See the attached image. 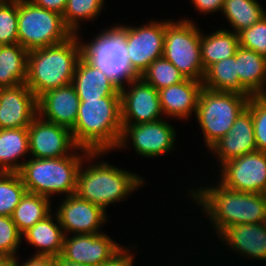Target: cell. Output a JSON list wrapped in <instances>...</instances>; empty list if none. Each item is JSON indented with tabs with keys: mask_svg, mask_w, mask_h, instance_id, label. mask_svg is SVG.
Masks as SVG:
<instances>
[{
	"mask_svg": "<svg viewBox=\"0 0 266 266\" xmlns=\"http://www.w3.org/2000/svg\"><path fill=\"white\" fill-rule=\"evenodd\" d=\"M203 88L202 81L186 78L179 84L159 90L162 112L168 117L188 119L191 112L197 111L199 94Z\"/></svg>",
	"mask_w": 266,
	"mask_h": 266,
	"instance_id": "obj_21",
	"label": "cell"
},
{
	"mask_svg": "<svg viewBox=\"0 0 266 266\" xmlns=\"http://www.w3.org/2000/svg\"><path fill=\"white\" fill-rule=\"evenodd\" d=\"M148 84L157 91L181 83L186 77L164 57L155 59L148 68L140 75Z\"/></svg>",
	"mask_w": 266,
	"mask_h": 266,
	"instance_id": "obj_32",
	"label": "cell"
},
{
	"mask_svg": "<svg viewBox=\"0 0 266 266\" xmlns=\"http://www.w3.org/2000/svg\"><path fill=\"white\" fill-rule=\"evenodd\" d=\"M72 84L80 100L120 97V86L84 56L77 63Z\"/></svg>",
	"mask_w": 266,
	"mask_h": 266,
	"instance_id": "obj_20",
	"label": "cell"
},
{
	"mask_svg": "<svg viewBox=\"0 0 266 266\" xmlns=\"http://www.w3.org/2000/svg\"><path fill=\"white\" fill-rule=\"evenodd\" d=\"M239 46L251 49L266 58V15L238 33Z\"/></svg>",
	"mask_w": 266,
	"mask_h": 266,
	"instance_id": "obj_36",
	"label": "cell"
},
{
	"mask_svg": "<svg viewBox=\"0 0 266 266\" xmlns=\"http://www.w3.org/2000/svg\"><path fill=\"white\" fill-rule=\"evenodd\" d=\"M190 192L208 214L218 235L236 224L264 223L266 194L235 191L221 183Z\"/></svg>",
	"mask_w": 266,
	"mask_h": 266,
	"instance_id": "obj_1",
	"label": "cell"
},
{
	"mask_svg": "<svg viewBox=\"0 0 266 266\" xmlns=\"http://www.w3.org/2000/svg\"><path fill=\"white\" fill-rule=\"evenodd\" d=\"M79 104L80 99L71 83L41 95L37 99L38 116L72 130L77 120Z\"/></svg>",
	"mask_w": 266,
	"mask_h": 266,
	"instance_id": "obj_18",
	"label": "cell"
},
{
	"mask_svg": "<svg viewBox=\"0 0 266 266\" xmlns=\"http://www.w3.org/2000/svg\"><path fill=\"white\" fill-rule=\"evenodd\" d=\"M92 40L82 44L83 56L87 60L120 87L125 85L124 82L127 84L136 77L129 68L124 34L116 26L105 29Z\"/></svg>",
	"mask_w": 266,
	"mask_h": 266,
	"instance_id": "obj_9",
	"label": "cell"
},
{
	"mask_svg": "<svg viewBox=\"0 0 266 266\" xmlns=\"http://www.w3.org/2000/svg\"><path fill=\"white\" fill-rule=\"evenodd\" d=\"M35 5L63 15L67 0H30Z\"/></svg>",
	"mask_w": 266,
	"mask_h": 266,
	"instance_id": "obj_40",
	"label": "cell"
},
{
	"mask_svg": "<svg viewBox=\"0 0 266 266\" xmlns=\"http://www.w3.org/2000/svg\"><path fill=\"white\" fill-rule=\"evenodd\" d=\"M123 34L129 68L136 77L158 58L163 57L166 20L150 21L140 27L116 26Z\"/></svg>",
	"mask_w": 266,
	"mask_h": 266,
	"instance_id": "obj_10",
	"label": "cell"
},
{
	"mask_svg": "<svg viewBox=\"0 0 266 266\" xmlns=\"http://www.w3.org/2000/svg\"><path fill=\"white\" fill-rule=\"evenodd\" d=\"M78 170L76 194L101 207L121 201L139 188L144 179L129 171L114 167L107 162H99ZM83 169V170H82Z\"/></svg>",
	"mask_w": 266,
	"mask_h": 266,
	"instance_id": "obj_5",
	"label": "cell"
},
{
	"mask_svg": "<svg viewBox=\"0 0 266 266\" xmlns=\"http://www.w3.org/2000/svg\"><path fill=\"white\" fill-rule=\"evenodd\" d=\"M240 84L252 95L266 92V58L257 52L239 46L235 52Z\"/></svg>",
	"mask_w": 266,
	"mask_h": 266,
	"instance_id": "obj_23",
	"label": "cell"
},
{
	"mask_svg": "<svg viewBox=\"0 0 266 266\" xmlns=\"http://www.w3.org/2000/svg\"><path fill=\"white\" fill-rule=\"evenodd\" d=\"M247 109L251 112L257 150L266 152V98L251 96Z\"/></svg>",
	"mask_w": 266,
	"mask_h": 266,
	"instance_id": "obj_35",
	"label": "cell"
},
{
	"mask_svg": "<svg viewBox=\"0 0 266 266\" xmlns=\"http://www.w3.org/2000/svg\"><path fill=\"white\" fill-rule=\"evenodd\" d=\"M128 84L131 86L129 91L124 85L120 87L122 124H143L161 120L159 117L163 112L159 92L141 77H135Z\"/></svg>",
	"mask_w": 266,
	"mask_h": 266,
	"instance_id": "obj_12",
	"label": "cell"
},
{
	"mask_svg": "<svg viewBox=\"0 0 266 266\" xmlns=\"http://www.w3.org/2000/svg\"><path fill=\"white\" fill-rule=\"evenodd\" d=\"M249 98L237 92L201 89L196 118L207 148L229 132L238 116L247 108Z\"/></svg>",
	"mask_w": 266,
	"mask_h": 266,
	"instance_id": "obj_6",
	"label": "cell"
},
{
	"mask_svg": "<svg viewBox=\"0 0 266 266\" xmlns=\"http://www.w3.org/2000/svg\"><path fill=\"white\" fill-rule=\"evenodd\" d=\"M72 36L62 15L30 0H18V43L28 52L63 43Z\"/></svg>",
	"mask_w": 266,
	"mask_h": 266,
	"instance_id": "obj_7",
	"label": "cell"
},
{
	"mask_svg": "<svg viewBox=\"0 0 266 266\" xmlns=\"http://www.w3.org/2000/svg\"><path fill=\"white\" fill-rule=\"evenodd\" d=\"M129 251L130 250H127L126 248L123 249L122 247L109 261L101 266H133L134 257Z\"/></svg>",
	"mask_w": 266,
	"mask_h": 266,
	"instance_id": "obj_38",
	"label": "cell"
},
{
	"mask_svg": "<svg viewBox=\"0 0 266 266\" xmlns=\"http://www.w3.org/2000/svg\"><path fill=\"white\" fill-rule=\"evenodd\" d=\"M28 51L19 43L0 45V88L26 82Z\"/></svg>",
	"mask_w": 266,
	"mask_h": 266,
	"instance_id": "obj_26",
	"label": "cell"
},
{
	"mask_svg": "<svg viewBox=\"0 0 266 266\" xmlns=\"http://www.w3.org/2000/svg\"><path fill=\"white\" fill-rule=\"evenodd\" d=\"M19 258L0 257V266H16Z\"/></svg>",
	"mask_w": 266,
	"mask_h": 266,
	"instance_id": "obj_43",
	"label": "cell"
},
{
	"mask_svg": "<svg viewBox=\"0 0 266 266\" xmlns=\"http://www.w3.org/2000/svg\"><path fill=\"white\" fill-rule=\"evenodd\" d=\"M26 192L19 172H0V216H11Z\"/></svg>",
	"mask_w": 266,
	"mask_h": 266,
	"instance_id": "obj_31",
	"label": "cell"
},
{
	"mask_svg": "<svg viewBox=\"0 0 266 266\" xmlns=\"http://www.w3.org/2000/svg\"><path fill=\"white\" fill-rule=\"evenodd\" d=\"M264 224H265V227H266V215H265V220H264Z\"/></svg>",
	"mask_w": 266,
	"mask_h": 266,
	"instance_id": "obj_45",
	"label": "cell"
},
{
	"mask_svg": "<svg viewBox=\"0 0 266 266\" xmlns=\"http://www.w3.org/2000/svg\"><path fill=\"white\" fill-rule=\"evenodd\" d=\"M82 56L78 35L57 45L29 51L25 84L37 99L48 91L71 84Z\"/></svg>",
	"mask_w": 266,
	"mask_h": 266,
	"instance_id": "obj_3",
	"label": "cell"
},
{
	"mask_svg": "<svg viewBox=\"0 0 266 266\" xmlns=\"http://www.w3.org/2000/svg\"><path fill=\"white\" fill-rule=\"evenodd\" d=\"M121 247L110 237L99 234H75L64 237L61 256L70 261L88 266H101L109 261Z\"/></svg>",
	"mask_w": 266,
	"mask_h": 266,
	"instance_id": "obj_15",
	"label": "cell"
},
{
	"mask_svg": "<svg viewBox=\"0 0 266 266\" xmlns=\"http://www.w3.org/2000/svg\"><path fill=\"white\" fill-rule=\"evenodd\" d=\"M50 199L42 195L26 192L11 214V219L23 234L37 222L51 213Z\"/></svg>",
	"mask_w": 266,
	"mask_h": 266,
	"instance_id": "obj_29",
	"label": "cell"
},
{
	"mask_svg": "<svg viewBox=\"0 0 266 266\" xmlns=\"http://www.w3.org/2000/svg\"><path fill=\"white\" fill-rule=\"evenodd\" d=\"M22 238L11 216H0V257L16 258Z\"/></svg>",
	"mask_w": 266,
	"mask_h": 266,
	"instance_id": "obj_37",
	"label": "cell"
},
{
	"mask_svg": "<svg viewBox=\"0 0 266 266\" xmlns=\"http://www.w3.org/2000/svg\"><path fill=\"white\" fill-rule=\"evenodd\" d=\"M166 122L161 119L151 123L122 124V134L117 148L125 147L127 140L131 138L133 147L142 157H157L171 152L176 132L174 127Z\"/></svg>",
	"mask_w": 266,
	"mask_h": 266,
	"instance_id": "obj_13",
	"label": "cell"
},
{
	"mask_svg": "<svg viewBox=\"0 0 266 266\" xmlns=\"http://www.w3.org/2000/svg\"><path fill=\"white\" fill-rule=\"evenodd\" d=\"M16 266H55V257L33 255L28 261L26 260L22 265L17 262Z\"/></svg>",
	"mask_w": 266,
	"mask_h": 266,
	"instance_id": "obj_41",
	"label": "cell"
},
{
	"mask_svg": "<svg viewBox=\"0 0 266 266\" xmlns=\"http://www.w3.org/2000/svg\"><path fill=\"white\" fill-rule=\"evenodd\" d=\"M201 60L206 70L212 64L234 56L239 47L238 33L219 29L211 35L201 32Z\"/></svg>",
	"mask_w": 266,
	"mask_h": 266,
	"instance_id": "obj_28",
	"label": "cell"
},
{
	"mask_svg": "<svg viewBox=\"0 0 266 266\" xmlns=\"http://www.w3.org/2000/svg\"><path fill=\"white\" fill-rule=\"evenodd\" d=\"M55 266H88L85 264L77 263V262H70L64 259L61 255L55 257Z\"/></svg>",
	"mask_w": 266,
	"mask_h": 266,
	"instance_id": "obj_42",
	"label": "cell"
},
{
	"mask_svg": "<svg viewBox=\"0 0 266 266\" xmlns=\"http://www.w3.org/2000/svg\"><path fill=\"white\" fill-rule=\"evenodd\" d=\"M105 0H67L63 20L67 28L77 35L79 20H91L100 14Z\"/></svg>",
	"mask_w": 266,
	"mask_h": 266,
	"instance_id": "obj_33",
	"label": "cell"
},
{
	"mask_svg": "<svg viewBox=\"0 0 266 266\" xmlns=\"http://www.w3.org/2000/svg\"><path fill=\"white\" fill-rule=\"evenodd\" d=\"M52 219L50 213L22 234L30 245L37 247L35 255L58 257L62 253L65 234L57 216L56 223Z\"/></svg>",
	"mask_w": 266,
	"mask_h": 266,
	"instance_id": "obj_24",
	"label": "cell"
},
{
	"mask_svg": "<svg viewBox=\"0 0 266 266\" xmlns=\"http://www.w3.org/2000/svg\"><path fill=\"white\" fill-rule=\"evenodd\" d=\"M203 87L216 91L237 92L252 95L240 84L235 55L218 61L205 70Z\"/></svg>",
	"mask_w": 266,
	"mask_h": 266,
	"instance_id": "obj_27",
	"label": "cell"
},
{
	"mask_svg": "<svg viewBox=\"0 0 266 266\" xmlns=\"http://www.w3.org/2000/svg\"><path fill=\"white\" fill-rule=\"evenodd\" d=\"M225 187L245 193L266 194V152L256 150L221 164Z\"/></svg>",
	"mask_w": 266,
	"mask_h": 266,
	"instance_id": "obj_11",
	"label": "cell"
},
{
	"mask_svg": "<svg viewBox=\"0 0 266 266\" xmlns=\"http://www.w3.org/2000/svg\"><path fill=\"white\" fill-rule=\"evenodd\" d=\"M29 154L34 158H59L71 155L69 148L84 151L78 147L70 129L49 122L38 115L28 127Z\"/></svg>",
	"mask_w": 266,
	"mask_h": 266,
	"instance_id": "obj_14",
	"label": "cell"
},
{
	"mask_svg": "<svg viewBox=\"0 0 266 266\" xmlns=\"http://www.w3.org/2000/svg\"><path fill=\"white\" fill-rule=\"evenodd\" d=\"M5 1H8V0H0V3H3V2H5Z\"/></svg>",
	"mask_w": 266,
	"mask_h": 266,
	"instance_id": "obj_44",
	"label": "cell"
},
{
	"mask_svg": "<svg viewBox=\"0 0 266 266\" xmlns=\"http://www.w3.org/2000/svg\"><path fill=\"white\" fill-rule=\"evenodd\" d=\"M222 12L235 33L251 27L266 15V11L257 0H224Z\"/></svg>",
	"mask_w": 266,
	"mask_h": 266,
	"instance_id": "obj_30",
	"label": "cell"
},
{
	"mask_svg": "<svg viewBox=\"0 0 266 266\" xmlns=\"http://www.w3.org/2000/svg\"><path fill=\"white\" fill-rule=\"evenodd\" d=\"M122 127L121 98L103 97L80 100L77 120L71 132L78 147L106 153L117 148Z\"/></svg>",
	"mask_w": 266,
	"mask_h": 266,
	"instance_id": "obj_2",
	"label": "cell"
},
{
	"mask_svg": "<svg viewBox=\"0 0 266 266\" xmlns=\"http://www.w3.org/2000/svg\"><path fill=\"white\" fill-rule=\"evenodd\" d=\"M57 212V213H56ZM55 212L58 221L66 232L74 234H99V227L106 222V211L85 201L77 194L69 195Z\"/></svg>",
	"mask_w": 266,
	"mask_h": 266,
	"instance_id": "obj_17",
	"label": "cell"
},
{
	"mask_svg": "<svg viewBox=\"0 0 266 266\" xmlns=\"http://www.w3.org/2000/svg\"><path fill=\"white\" fill-rule=\"evenodd\" d=\"M209 149L220 159V165L233 158L257 150L251 112L246 108L236 119L229 132Z\"/></svg>",
	"mask_w": 266,
	"mask_h": 266,
	"instance_id": "obj_19",
	"label": "cell"
},
{
	"mask_svg": "<svg viewBox=\"0 0 266 266\" xmlns=\"http://www.w3.org/2000/svg\"><path fill=\"white\" fill-rule=\"evenodd\" d=\"M222 242L242 255L266 261V227L264 223L236 224L220 235Z\"/></svg>",
	"mask_w": 266,
	"mask_h": 266,
	"instance_id": "obj_22",
	"label": "cell"
},
{
	"mask_svg": "<svg viewBox=\"0 0 266 266\" xmlns=\"http://www.w3.org/2000/svg\"><path fill=\"white\" fill-rule=\"evenodd\" d=\"M27 153L28 128L0 129V172H19L23 162L18 159Z\"/></svg>",
	"mask_w": 266,
	"mask_h": 266,
	"instance_id": "obj_25",
	"label": "cell"
},
{
	"mask_svg": "<svg viewBox=\"0 0 266 266\" xmlns=\"http://www.w3.org/2000/svg\"><path fill=\"white\" fill-rule=\"evenodd\" d=\"M191 20L166 21L163 57L186 78L203 81L201 32Z\"/></svg>",
	"mask_w": 266,
	"mask_h": 266,
	"instance_id": "obj_8",
	"label": "cell"
},
{
	"mask_svg": "<svg viewBox=\"0 0 266 266\" xmlns=\"http://www.w3.org/2000/svg\"><path fill=\"white\" fill-rule=\"evenodd\" d=\"M82 157L75 153L59 158L37 159L32 156L23 166L19 174L27 192L42 195L47 198L54 193H65L66 196L76 194L77 175L83 157L89 161L103 152H90L84 149ZM81 157V158H80ZM94 157V158H93Z\"/></svg>",
	"mask_w": 266,
	"mask_h": 266,
	"instance_id": "obj_4",
	"label": "cell"
},
{
	"mask_svg": "<svg viewBox=\"0 0 266 266\" xmlns=\"http://www.w3.org/2000/svg\"><path fill=\"white\" fill-rule=\"evenodd\" d=\"M37 115V97L25 83L0 88V129L28 128Z\"/></svg>",
	"mask_w": 266,
	"mask_h": 266,
	"instance_id": "obj_16",
	"label": "cell"
},
{
	"mask_svg": "<svg viewBox=\"0 0 266 266\" xmlns=\"http://www.w3.org/2000/svg\"><path fill=\"white\" fill-rule=\"evenodd\" d=\"M196 7V10L201 13L209 14L218 10H222L224 0H191Z\"/></svg>",
	"mask_w": 266,
	"mask_h": 266,
	"instance_id": "obj_39",
	"label": "cell"
},
{
	"mask_svg": "<svg viewBox=\"0 0 266 266\" xmlns=\"http://www.w3.org/2000/svg\"><path fill=\"white\" fill-rule=\"evenodd\" d=\"M18 43V0L0 3V45Z\"/></svg>",
	"mask_w": 266,
	"mask_h": 266,
	"instance_id": "obj_34",
	"label": "cell"
}]
</instances>
